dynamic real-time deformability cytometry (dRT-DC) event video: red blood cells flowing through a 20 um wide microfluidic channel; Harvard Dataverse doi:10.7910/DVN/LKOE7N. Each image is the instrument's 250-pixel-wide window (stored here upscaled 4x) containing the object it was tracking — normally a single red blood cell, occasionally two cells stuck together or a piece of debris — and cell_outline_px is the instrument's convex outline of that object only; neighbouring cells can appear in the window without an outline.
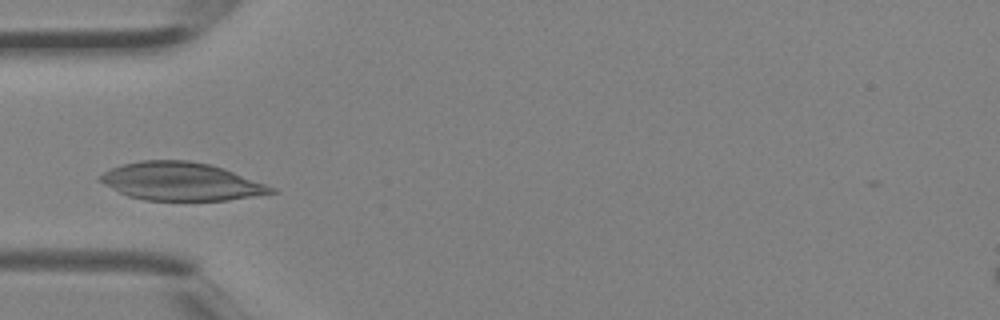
{"species": "Egyptian fruit bat (a non-hibernating species)", "species_latin": "Rousettus aegyptiacus", "temperature_condition": "room temperature", "stored_images_in_passage": 1, "camera_frame_rate_fps": 3000, "um_per_image_px": 0.085, "animal": {"sex": "female"}, "frame": {"image": 1, "passage_image": 1, "time_ms": 0.0, "image_size_px": [1000, 320], "cell_outline_px": [[276, 192], [228, 200], [144, 200], [128, 196], [120, 192], [100, 180], [100, 176], [104, 172], [112, 168], [124, 164], [140, 160], [188, 160], [208, 164], [224, 168], [276, 188]], "centroid_in_image_um": [15.42, 15.42], "position_along_channel_um": 69.6, "area_um2": 37.4}}